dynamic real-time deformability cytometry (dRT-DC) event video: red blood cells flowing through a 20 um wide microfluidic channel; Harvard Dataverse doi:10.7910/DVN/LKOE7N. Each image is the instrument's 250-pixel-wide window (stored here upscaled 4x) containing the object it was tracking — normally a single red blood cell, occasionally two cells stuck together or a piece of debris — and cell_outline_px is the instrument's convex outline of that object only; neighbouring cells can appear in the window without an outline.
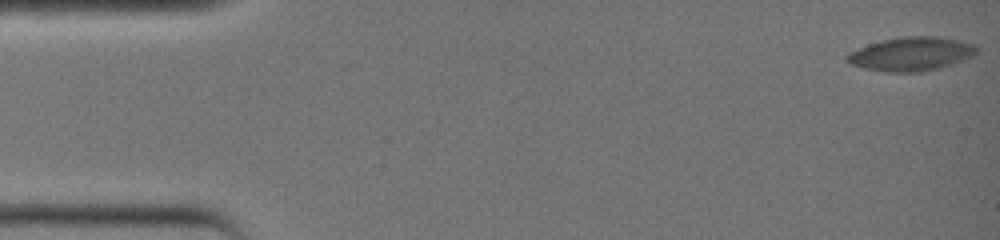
{"species": "common noctule bat (a hibernating species)", "species_latin": "Nyctalus noctula", "temperature_condition": "warm", "stored_images_in_passage": 35, "camera_frame_rate_fps": 3000, "um_per_image_px": 0.085, "animal": {"sex": "female", "body_mass_g": 19.0, "forearm_length_mm": 51.5}, "frame": {"image": 1, "passage_image": 1, "time_ms": 0.0, "image_size_px": [1000, 240], "cell_outline_px": [[980, 48], [972, 56], [964, 60], [952, 64], [920, 72], [884, 72], [864, 68], [852, 64], [844, 60], [844, 56], [848, 52], [868, 44], [900, 36], [936, 36], [960, 40], [976, 44]], "centroid_in_image_um": [77.45, 4.58], "position_along_channel_um": 7.6, "area_um2": 25.72}}
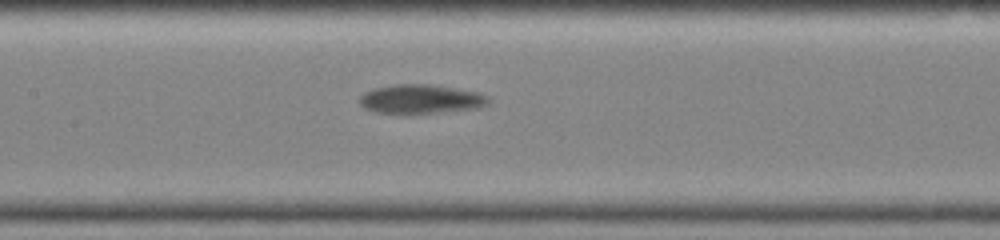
{"frame": {"image": 2, "passage_image": 20, "time_ms": 6.333, "image_size_px": [1000, 240], "cell_outline_px": [[488, 104], [480, 108], [432, 112], [376, 112], [364, 108], [360, 104], [360, 96], [364, 92], [376, 88], [392, 84], [428, 84], [476, 92], [488, 96]], "centroid_in_image_um": [35.75, 8.4], "position_along_channel_um": 171.7, "area_um2": 21.21}}
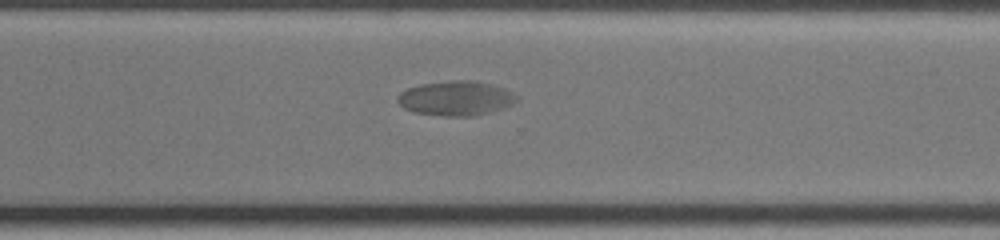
{"frame": {"image": 3, "passage_image": 30, "time_ms": 9.667, "image_size_px": [1000, 240], "cell_outline_px": [[516, 100], [512, 104], [504, 108], [492, 112], [476, 116], [440, 116], [412, 112], [404, 108], [396, 100], [396, 96], [400, 92], [408, 88], [420, 84], [448, 80], [476, 80], [492, 84], [504, 88], [512, 92], [516, 96]], "centroid_in_image_um": [38.73, 8.35], "position_along_channel_um": 331.9, "area_um2": 24.39}}